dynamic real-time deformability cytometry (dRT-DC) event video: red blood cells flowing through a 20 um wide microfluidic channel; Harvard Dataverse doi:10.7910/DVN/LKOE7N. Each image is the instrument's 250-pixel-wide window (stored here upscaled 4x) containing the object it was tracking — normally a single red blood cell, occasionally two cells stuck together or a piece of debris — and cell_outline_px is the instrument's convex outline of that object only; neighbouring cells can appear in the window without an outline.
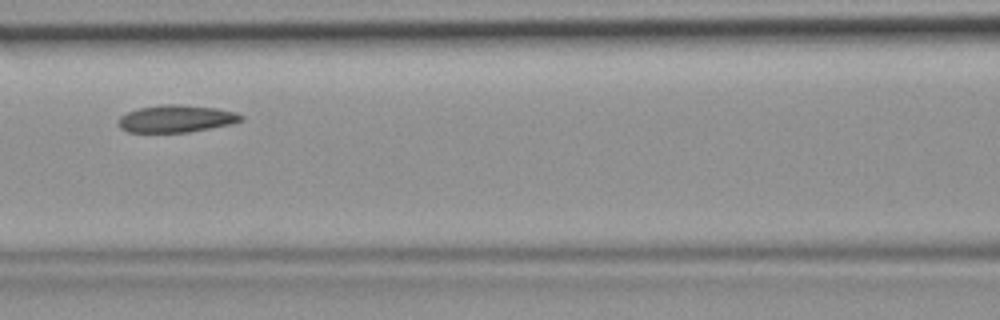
{"species": "common noctule bat (a hibernating species)", "species_latin": "Nyctalus noctula", "temperature_condition": "room temperature", "stored_images_in_passage": 3, "camera_frame_rate_fps": 3000, "um_per_image_px": 0.085, "animal": {"sex": "female", "body_mass_g": 19.9}, "frame": {"image": 1, "passage_image": 3, "time_ms": 0.667, "image_size_px": [1000, 320], "cell_outline_px": [[244, 120], [232, 124], [188, 132], [128, 132], [120, 128], [116, 120], [120, 116], [128, 112], [140, 108], [164, 104], [180, 104], [216, 108], [236, 112], [244, 116]], "centroid_in_image_um": [14.99, 10.09], "position_along_channel_um": 151.6, "area_um2": 19.59}}